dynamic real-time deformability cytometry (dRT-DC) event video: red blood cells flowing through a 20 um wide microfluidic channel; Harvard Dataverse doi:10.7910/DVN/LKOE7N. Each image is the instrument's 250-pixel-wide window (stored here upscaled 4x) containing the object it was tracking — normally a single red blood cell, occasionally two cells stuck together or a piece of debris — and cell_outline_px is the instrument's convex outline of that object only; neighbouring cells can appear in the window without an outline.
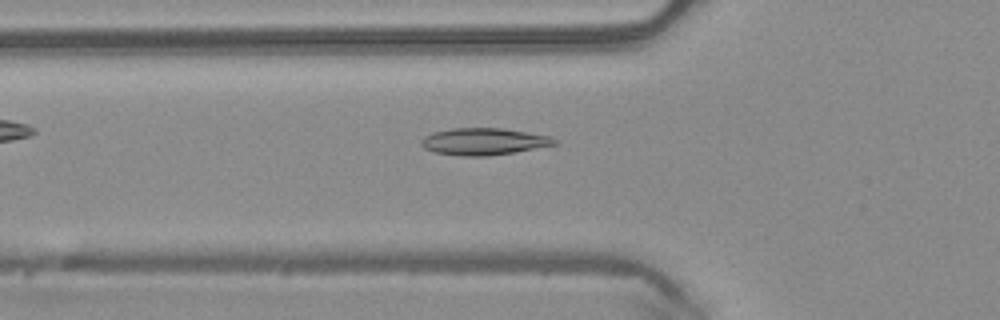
{"species": "common noctule bat (a hibernating species)", "species_latin": "Nyctalus noctula", "temperature_condition": "warm", "stored_images_in_passage": 49, "camera_frame_rate_fps": 3000, "um_per_image_px": 0.085, "animal": {"sex": "male", "body_mass_g": 20.4}, "frame": {"image": 1, "passage_image": 17, "time_ms": 5.333, "image_size_px": [1000, 320], "cell_outline_px": [[556, 144], [512, 152], [488, 156], [460, 156], [436, 152], [424, 148], [420, 144], [420, 140], [424, 136], [432, 132], [452, 128], [504, 128], [548, 136], [556, 140]], "centroid_in_image_um": [41.04, 12.02], "position_along_channel_um": 84.8, "area_um2": 20.69}}
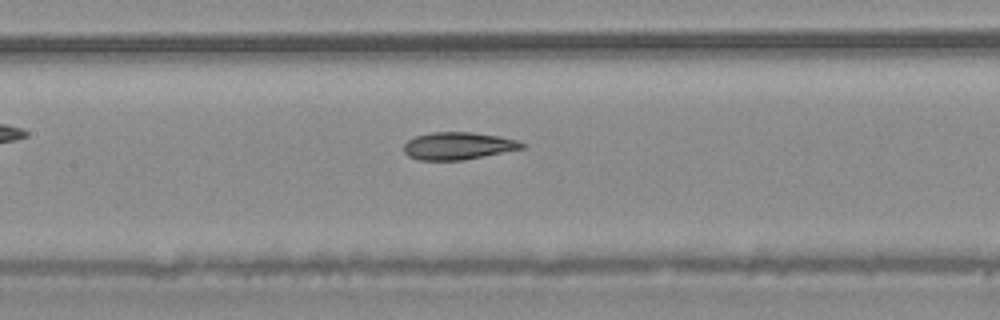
{"frame": {"image": 2, "passage_image": 23, "time_ms": 7.333, "image_size_px": [1000, 320], "cell_outline_px": [[528, 144], [524, 148], [464, 160], [420, 160], [408, 156], [404, 152], [404, 144], [408, 140], [416, 136], [432, 132], [472, 132], [520, 140]], "centroid_in_image_um": [38.97, 12.4], "position_along_channel_um": 168.4, "area_um2": 18.9}}
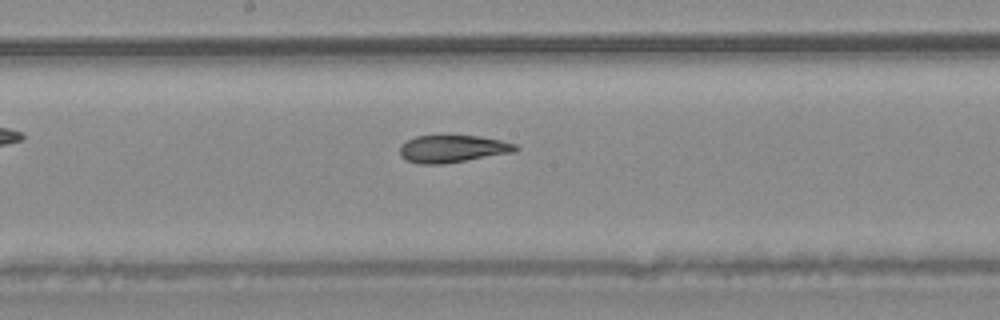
{"frame": {"image": 3, "passage_image": 26, "time_ms": 8.333, "image_size_px": [1000, 320], "cell_outline_px": [[520, 148], [516, 152], [440, 164], [420, 164], [404, 160], [400, 156], [400, 144], [416, 136], [480, 136], [500, 140], [516, 144]], "centroid_in_image_um": [38.46, 12.65], "position_along_channel_um": 209.7, "area_um2": 18.44}, "authors_computed_cell_mechanics": {"area_um2": 20.23, "velocity_mm_per_s": 4.1531, "shape_relaxation_time_tau1_ms": null, "shape_relaxation_time_tau2_ms": 4.0739, "deformation_change_tau1": null, "deformation_change_tau2": 0.1017}}